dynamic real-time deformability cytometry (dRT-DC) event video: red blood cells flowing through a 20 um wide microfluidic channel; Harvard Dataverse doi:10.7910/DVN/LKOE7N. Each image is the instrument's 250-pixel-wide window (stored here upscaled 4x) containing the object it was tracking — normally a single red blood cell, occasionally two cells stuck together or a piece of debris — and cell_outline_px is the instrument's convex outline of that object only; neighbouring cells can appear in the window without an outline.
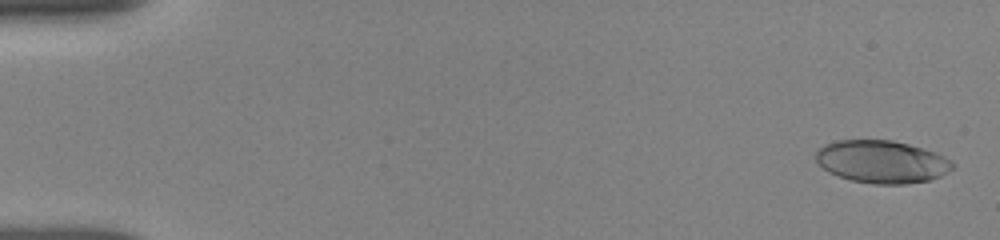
{"species": "human", "species_latin": "Homo sapiens", "temperature_condition": "room temperature", "stored_images_in_passage": 9, "camera_frame_rate_fps": 3000, "um_per_image_px": 0.085, "donor": {"sex": "female"}, "frame": {"image": 1, "passage_image": 2, "time_ms": 0.333, "image_size_px": [1000, 240], "cell_outline_px": [[956, 168], [940, 176], [928, 180], [904, 184], [876, 184], [852, 180], [828, 172], [816, 160], [816, 152], [824, 144], [836, 140], [892, 140], [908, 144], [944, 156], [952, 160], [956, 164]], "centroid_in_image_um": [74.98, 13.74], "position_along_channel_um": 10.0, "area_um2": 33.81}}
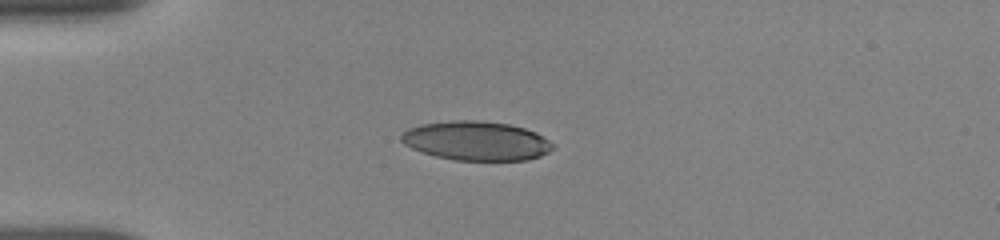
{"frame": {"image": 2, "passage_image": 7, "time_ms": 4.333, "image_size_px": [1000, 240], "cell_outline_px": [[556, 148], [540, 156], [528, 160], [456, 160], [436, 156], [412, 148], [404, 144], [400, 140], [400, 136], [408, 128], [420, 124], [452, 120], [476, 120], [508, 124], [524, 128], [536, 132], [556, 144]], "centroid_in_image_um": [40.52, 11.97], "position_along_channel_um": 44.5, "area_um2": 34.68}}
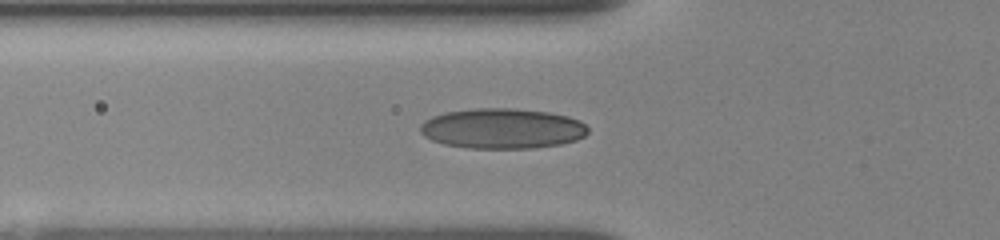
{"frame": {"image": 3, "passage_image": 9, "time_ms": 6.0, "image_size_px": [1000, 240], "cell_outline_px": [[588, 132], [584, 136], [576, 140], [560, 144], [536, 148], [468, 148], [444, 144], [432, 140], [424, 136], [420, 132], [420, 124], [424, 120], [432, 116], [448, 112], [476, 108], [512, 108], [548, 112], [568, 116], [580, 120], [588, 128]], "centroid_in_image_um": [42.69, 10.92], "position_along_channel_um": 83.1, "area_um2": 39.42}}